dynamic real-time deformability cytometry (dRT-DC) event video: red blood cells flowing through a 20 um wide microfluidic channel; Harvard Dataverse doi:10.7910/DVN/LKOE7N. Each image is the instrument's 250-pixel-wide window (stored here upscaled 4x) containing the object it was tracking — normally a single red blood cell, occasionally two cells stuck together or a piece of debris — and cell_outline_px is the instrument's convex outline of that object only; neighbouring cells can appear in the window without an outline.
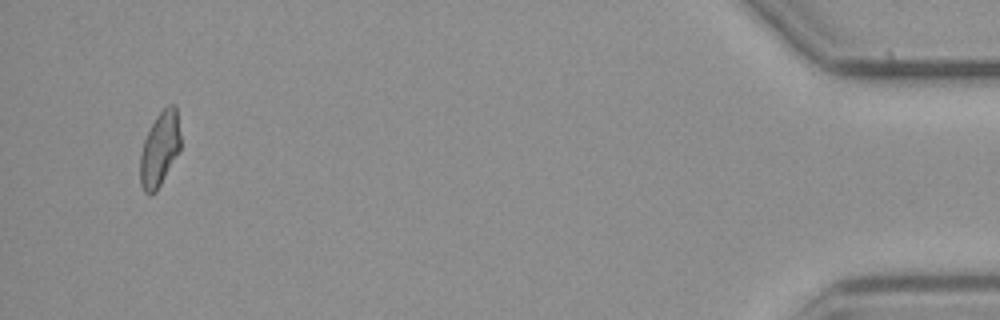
{"species": "common noctule bat (a hibernating species)", "species_latin": "Nyctalus noctula", "temperature_condition": "cold", "stored_images_in_passage": 12, "camera_frame_rate_fps": 3000, "um_per_image_px": 0.085, "animal": {"sex": "male", "body_mass_g": 23.1, "forearm_length_mm": 52.7}, "frame": {"image": 1, "passage_image": 12, "time_ms": 13.667, "image_size_px": [1000, 320], "cell_outline_px": [[180, 148], [156, 192], [148, 196], [144, 192], [140, 184], [140, 156], [144, 140], [156, 116], [168, 104], [176, 104], [180, 136]], "centroid_in_image_um": [13.56, 12.68], "position_along_channel_um": 421.6, "area_um2": 17.34}}